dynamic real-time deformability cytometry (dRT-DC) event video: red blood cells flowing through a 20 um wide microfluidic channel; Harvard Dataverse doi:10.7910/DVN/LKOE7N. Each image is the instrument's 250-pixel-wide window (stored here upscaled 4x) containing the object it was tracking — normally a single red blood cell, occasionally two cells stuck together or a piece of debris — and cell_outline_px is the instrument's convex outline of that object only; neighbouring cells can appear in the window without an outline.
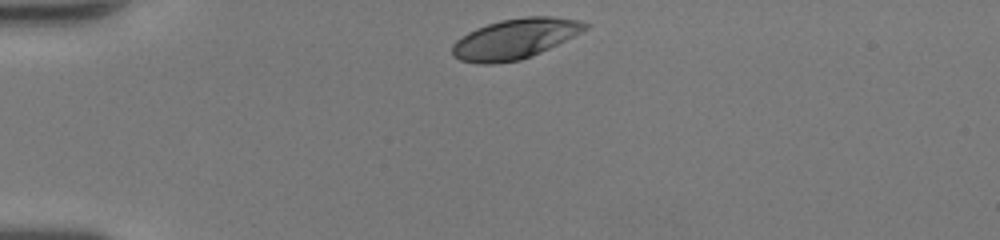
{"species": "human", "species_latin": "Homo sapiens", "temperature_condition": "room temperature", "stored_images_in_passage": 30, "camera_frame_rate_fps": 3000, "um_per_image_px": 0.085, "donor": {"sex": "female"}, "frame": {"image": 1, "passage_image": 1, "time_ms": 0.0, "image_size_px": [1000, 240], "cell_outline_px": [[588, 28], [532, 56], [520, 60], [492, 64], [480, 64], [460, 60], [452, 56], [452, 44], [456, 40], [468, 32], [476, 28], [500, 20], [528, 16], [552, 16], [580, 20], [588, 24]], "centroid_in_image_um": [43.73, 3.3], "position_along_channel_um": 41.3, "area_um2": 30.87}}
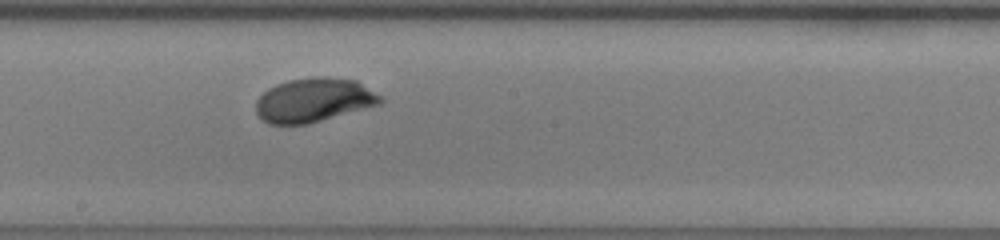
{"frame": {"image": 2, "passage_image": 17, "time_ms": 5.333, "image_size_px": [1000, 240], "cell_outline_px": [[384, 100], [380, 104], [308, 124], [268, 124], [260, 120], [256, 112], [256, 100], [268, 88], [276, 84], [288, 80], [312, 76], [328, 76], [356, 80], [384, 96]], "centroid_in_image_um": [26.68, 8.49], "position_along_channel_um": 221.5, "area_um2": 32.37}}
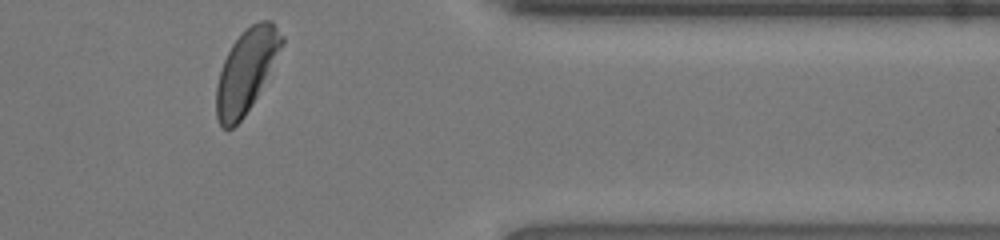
{"frame": {"image": 3, "passage_image": 30, "time_ms": 9.667, "image_size_px": [1000, 240], "cell_outline_px": [[284, 40], [252, 104], [244, 116], [232, 128], [224, 128], [220, 124], [216, 116], [216, 88], [220, 72], [224, 60], [232, 44], [252, 24], [260, 20], [272, 20], [284, 36]], "centroid_in_image_um": [20.91, 6.01], "position_along_channel_um": 390.5, "area_um2": 30.52}, "authors_computed_cell_mechanics": {"area_um2": 31.6455, "velocity_mm_per_s": 4.2185, "shape_relaxation_time_tau1_ms": 2.9296, "shape_relaxation_time_tau2_ms": null, "deformation_change_tau1": 0.1712, "deformation_change_tau2": null}}